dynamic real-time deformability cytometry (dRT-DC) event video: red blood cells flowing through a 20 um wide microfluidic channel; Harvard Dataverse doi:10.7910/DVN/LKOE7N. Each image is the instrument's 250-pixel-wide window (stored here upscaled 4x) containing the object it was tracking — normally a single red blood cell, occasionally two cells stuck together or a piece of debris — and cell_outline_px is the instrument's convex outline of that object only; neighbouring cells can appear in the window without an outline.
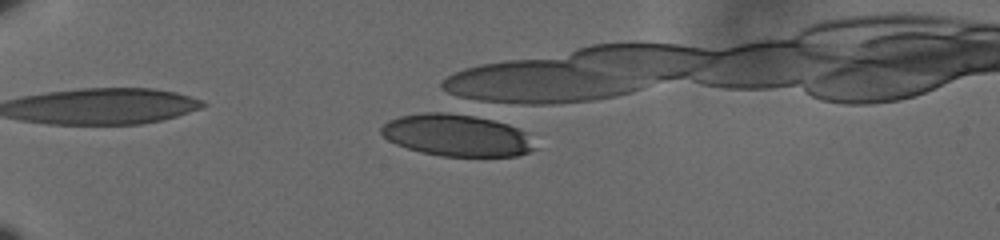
{"species": "human", "species_latin": "Homo sapiens", "temperature_condition": "cold", "stored_images_in_passage": 1, "camera_frame_rate_fps": 3000, "um_per_image_px": 0.085, "donor": {"sex": "male"}, "frame": {"image": 1, "passage_image": 1, "time_ms": 0.0, "image_size_px": [1000, 240], "cell_outline_px": [[536, 148], [528, 152], [516, 156], [444, 156], [424, 152], [408, 148], [396, 144], [388, 140], [380, 132], [380, 128], [388, 120], [400, 116], [424, 112], [464, 112], [484, 116], [508, 124], [528, 132]], "centroid_in_image_um": [38.86, 11.46], "position_along_channel_um": 46.1, "area_um2": 38.09}}